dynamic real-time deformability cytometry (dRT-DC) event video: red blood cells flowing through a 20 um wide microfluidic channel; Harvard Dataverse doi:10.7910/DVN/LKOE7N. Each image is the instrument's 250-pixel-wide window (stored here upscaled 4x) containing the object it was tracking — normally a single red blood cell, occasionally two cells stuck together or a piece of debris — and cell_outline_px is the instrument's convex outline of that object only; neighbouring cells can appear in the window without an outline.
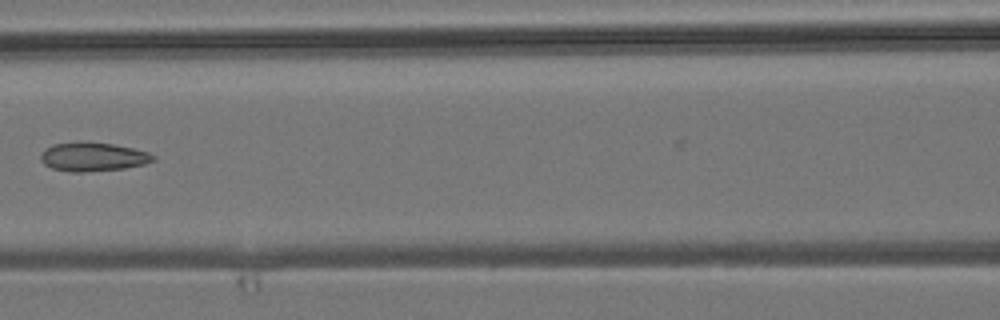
{"species": "common noctule bat (a hibernating species)", "species_latin": "Nyctalus noctula", "temperature_condition": "room temperature", "stored_images_in_passage": 8, "camera_frame_rate_fps": 3000, "um_per_image_px": 0.085, "animal": {"sex": "male", "body_mass_g": 19.2, "forearm_length_mm": 51.8}, "frame": {"image": 1, "passage_image": 8, "time_ms": 8.0, "image_size_px": [1000, 320], "cell_outline_px": [[156, 160], [144, 164], [124, 168], [84, 172], [68, 172], [52, 168], [44, 164], [40, 160], [40, 152], [44, 148], [52, 144], [112, 144], [132, 148], [148, 152], [156, 156]], "centroid_in_image_um": [7.89, 13.37], "position_along_channel_um": 158.7, "area_um2": 18.44}}